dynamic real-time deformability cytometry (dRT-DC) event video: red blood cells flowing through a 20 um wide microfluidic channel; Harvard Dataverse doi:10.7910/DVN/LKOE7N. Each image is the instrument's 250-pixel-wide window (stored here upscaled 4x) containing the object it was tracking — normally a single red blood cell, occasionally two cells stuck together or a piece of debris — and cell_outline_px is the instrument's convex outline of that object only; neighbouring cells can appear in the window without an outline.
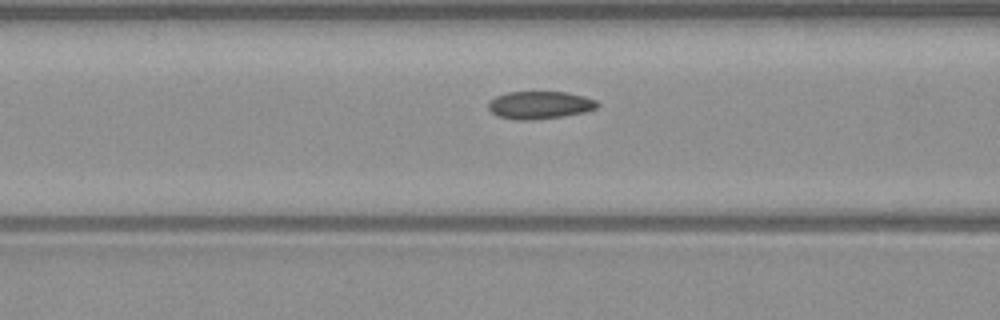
{"species": "common noctule bat (a hibernating species)", "species_latin": "Nyctalus noctula", "temperature_condition": "warm", "stored_images_in_passage": 16, "camera_frame_rate_fps": 3000, "um_per_image_px": 0.085, "animal": {"sex": "male", "body_mass_g": 23.1, "forearm_length_mm": 52.7}, "frame": {"image": 1, "passage_image": 14, "time_ms": 4.333, "image_size_px": [1000, 320], "cell_outline_px": [[600, 104], [596, 108], [584, 112], [564, 116], [532, 120], [516, 120], [496, 116], [488, 108], [488, 100], [496, 96], [508, 92], [568, 92], [584, 96], [596, 100]], "centroid_in_image_um": [45.86, 8.93], "position_along_channel_um": 120.7, "area_um2": 17.74}}